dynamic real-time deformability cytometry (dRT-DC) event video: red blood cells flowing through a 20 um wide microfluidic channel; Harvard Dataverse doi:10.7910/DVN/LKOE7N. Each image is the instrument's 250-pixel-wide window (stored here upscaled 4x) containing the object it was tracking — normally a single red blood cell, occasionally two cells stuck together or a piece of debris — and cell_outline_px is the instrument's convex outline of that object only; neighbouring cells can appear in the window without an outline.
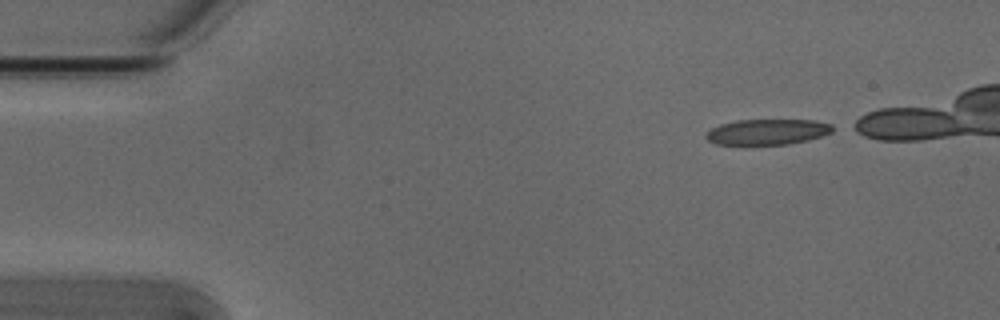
{"species": "Egyptian fruit bat (a non-hibernating species)", "species_latin": "Rousettus aegyptiacus", "temperature_condition": "cold", "stored_images_in_passage": 38, "camera_frame_rate_fps": 3000, "um_per_image_px": 0.085, "animal": {"sex": "male"}, "frame": {"image": 1, "passage_image": 1, "time_ms": 0.0, "image_size_px": [1000, 320], "cell_outline_px": [[832, 132], [808, 140], [788, 144], [716, 144], [708, 140], [704, 136], [704, 132], [720, 124], [736, 120], [812, 120], [832, 124]], "centroid_in_image_um": [65.19, 11.2], "position_along_channel_um": 19.8, "area_um2": 18.79}}
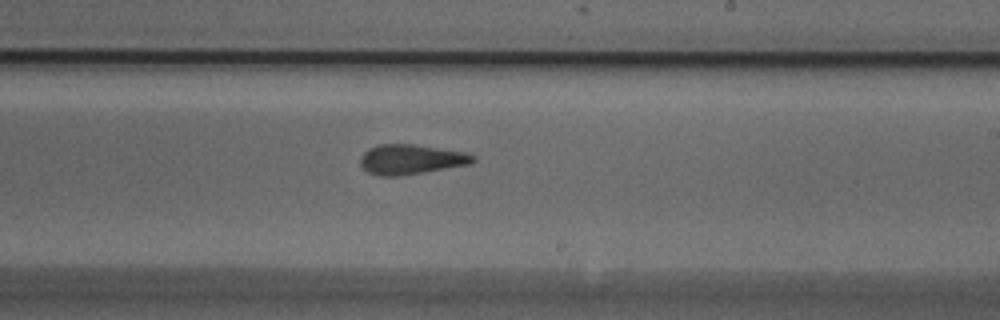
{"frame": {"image": 2, "passage_image": 26, "time_ms": 8.333, "image_size_px": [1000, 320], "cell_outline_px": [[476, 160], [472, 164], [400, 176], [380, 176], [368, 172], [360, 164], [360, 160], [364, 152], [368, 148], [380, 144], [412, 144], [464, 152], [476, 156]], "centroid_in_image_um": [34.94, 13.55], "position_along_channel_um": 254.1, "area_um2": 19.59}}
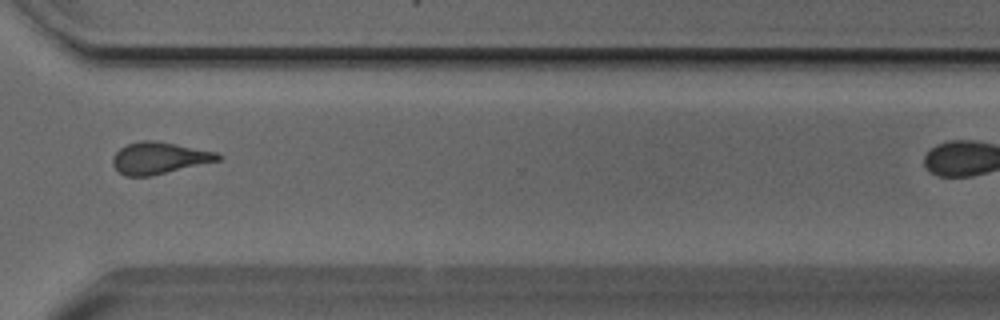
{"frame": {"image": 3, "passage_image": 34, "time_ms": 11.0, "image_size_px": [1000, 320], "cell_outline_px": [[224, 156], [220, 160], [152, 176], [124, 176], [112, 164], [112, 156], [120, 148], [128, 144], [140, 140], [156, 140], [216, 152]], "centroid_in_image_um": [13.53, 13.43], "position_along_channel_um": 357.1, "area_um2": 19.54}}